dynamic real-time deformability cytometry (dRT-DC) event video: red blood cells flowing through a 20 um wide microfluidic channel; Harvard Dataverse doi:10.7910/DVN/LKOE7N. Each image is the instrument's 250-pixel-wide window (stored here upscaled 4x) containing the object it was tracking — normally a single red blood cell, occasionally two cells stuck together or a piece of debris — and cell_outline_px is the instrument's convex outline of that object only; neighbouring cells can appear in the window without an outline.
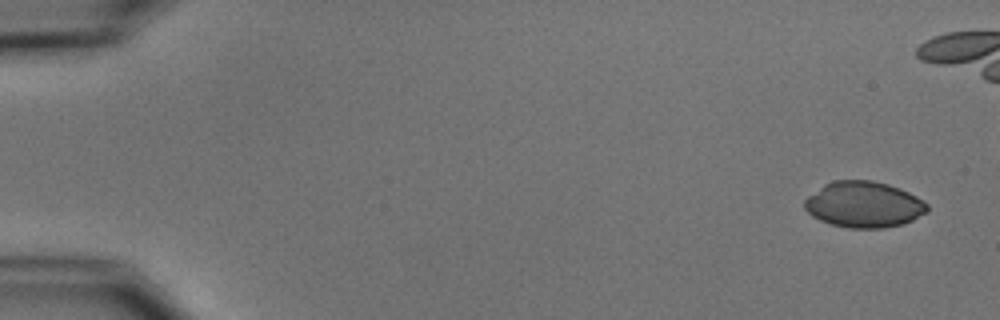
{"species": "common noctule bat (a hibernating species)", "species_latin": "Nyctalus noctula", "temperature_condition": "cold", "stored_images_in_passage": 7, "camera_frame_rate_fps": 3000, "um_per_image_px": 0.085, "animal": {"sex": "male", "body_mass_g": 15.6}, "frame": {"image": 1, "passage_image": 1, "time_ms": 0.0, "image_size_px": [1000, 320], "cell_outline_px": [[928, 212], [904, 224], [884, 228], [848, 228], [832, 224], [820, 220], [812, 216], [804, 208], [804, 200], [808, 196], [824, 184], [832, 180], [872, 180], [888, 184], [908, 192], [916, 196], [928, 204]], "centroid_in_image_um": [73.43, 17.38], "position_along_channel_um": 11.6, "area_um2": 33.0}}